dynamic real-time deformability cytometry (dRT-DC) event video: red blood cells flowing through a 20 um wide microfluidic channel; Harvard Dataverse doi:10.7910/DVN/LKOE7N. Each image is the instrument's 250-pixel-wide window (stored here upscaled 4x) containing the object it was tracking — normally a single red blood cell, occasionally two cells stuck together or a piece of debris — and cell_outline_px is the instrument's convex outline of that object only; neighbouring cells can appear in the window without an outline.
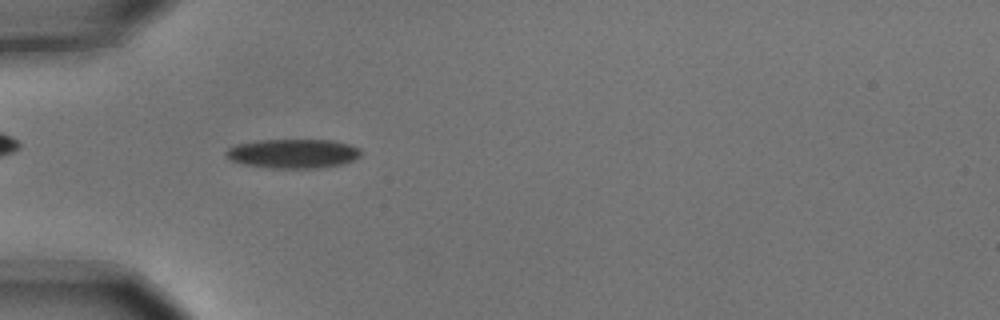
{"species": "common noctule bat (a hibernating species)", "species_latin": "Nyctalus noctula", "temperature_condition": "cold", "stored_images_in_passage": 13, "camera_frame_rate_fps": 3000, "um_per_image_px": 0.085, "animal": {"sex": "male", "body_mass_g": 15.6}, "frame": {"image": 1, "passage_image": 4, "time_ms": 1.0, "image_size_px": [1000, 320], "cell_outline_px": [[360, 156], [352, 160], [340, 164], [316, 168], [272, 168], [244, 164], [228, 160], [224, 156], [224, 152], [228, 148], [236, 144], [260, 140], [332, 140], [352, 144], [360, 148]], "centroid_in_image_um": [24.87, 13.04], "position_along_channel_um": 60.1, "area_um2": 23.06}}
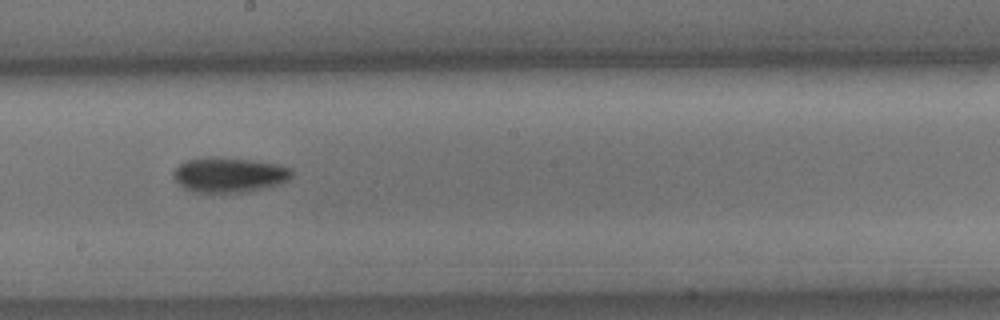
{"frame": {"image": 2, "passage_image": 8, "time_ms": 2.333, "image_size_px": [1000, 320], "cell_outline_px": [[292, 176], [288, 180], [280, 184], [248, 192], [192, 192], [184, 188], [172, 176], [172, 172], [184, 160], [204, 156], [212, 156], [248, 160], [276, 164], [292, 168]], "centroid_in_image_um": [19.45, 14.85], "position_along_channel_um": 228.7, "area_um2": 24.28}}
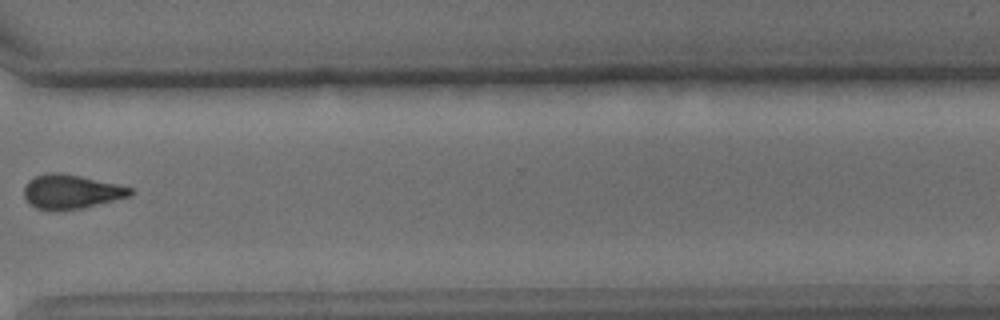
{"frame": {"image": 3, "passage_image": 11, "time_ms": 3.333, "image_size_px": [1000, 320], "cell_outline_px": [[136, 192], [132, 196], [84, 208], [36, 208], [24, 196], [24, 184], [28, 180], [36, 176], [48, 172], [60, 172], [80, 176], [116, 184], [132, 188]], "centroid_in_image_um": [6.1, 16.26], "position_along_channel_um": 364.5, "area_um2": 20.81}}